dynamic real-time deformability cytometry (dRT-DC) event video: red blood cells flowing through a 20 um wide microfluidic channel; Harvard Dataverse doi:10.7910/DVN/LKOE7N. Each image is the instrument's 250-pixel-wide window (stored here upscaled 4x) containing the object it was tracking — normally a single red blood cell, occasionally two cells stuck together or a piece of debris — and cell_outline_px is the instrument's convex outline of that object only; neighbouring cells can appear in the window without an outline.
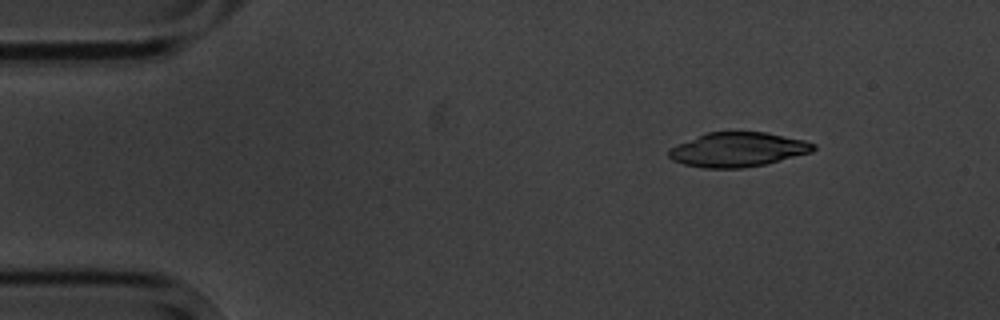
{"species": "common noctule bat (a hibernating species)", "species_latin": "Nyctalus noctula", "temperature_condition": "cold", "stored_images_in_passage": 5, "camera_frame_rate_fps": 3000, "um_per_image_px": 0.085, "animal": {"sex": "male", "body_mass_g": 20.1, "forearm_length_mm": 53.5}, "frame": {"image": 1, "passage_image": 1, "time_ms": 0.0, "image_size_px": [1000, 320], "cell_outline_px": [[816, 148], [812, 152], [764, 164], [744, 168], [704, 168], [684, 164], [672, 160], [668, 156], [668, 148], [708, 132], [764, 132], [804, 140], [816, 144]], "centroid_in_image_um": [62.7, 12.72], "position_along_channel_um": 22.3, "area_um2": 28.78}}